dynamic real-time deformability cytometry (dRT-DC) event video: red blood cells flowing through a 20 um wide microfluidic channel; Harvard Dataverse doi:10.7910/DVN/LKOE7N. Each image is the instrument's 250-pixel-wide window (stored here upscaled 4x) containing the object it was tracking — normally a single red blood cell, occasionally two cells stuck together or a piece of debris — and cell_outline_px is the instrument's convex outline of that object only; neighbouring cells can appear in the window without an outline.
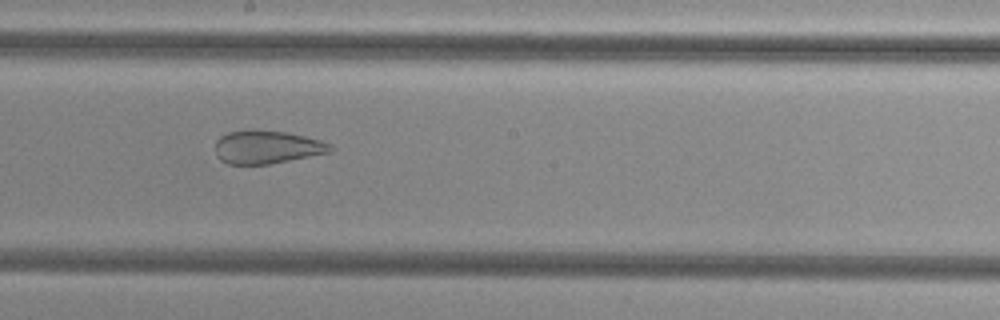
{"species": "common noctule bat (a hibernating species)", "species_latin": "Nyctalus noctula", "temperature_condition": "cold", "stored_images_in_passage": 55, "segment_of_instrument_passage": [2, 2], "camera_frame_rate_fps": 3000, "um_per_image_px": 0.085, "animal": {"sex": "female", "body_mass_g": 29.2, "forearm_length_mm": 56.3}, "frame": {"image": 1, "passage_image": 31, "time_ms": 10.0, "image_size_px": [1000, 320], "cell_outline_px": [[332, 148], [328, 152], [268, 164], [228, 164], [220, 160], [216, 156], [216, 140], [220, 136], [228, 132], [248, 128], [256, 128], [288, 132], [320, 140], [332, 144]], "centroid_in_image_um": [22.62, 12.47], "position_along_channel_um": 225.6, "area_um2": 22.43}}
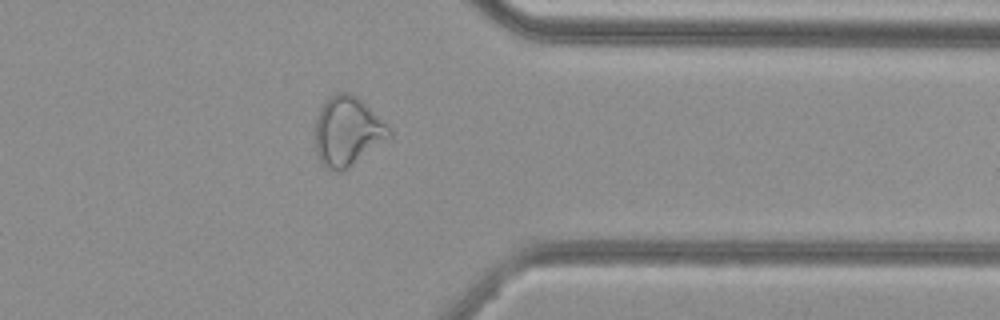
{"frame": {"image": 2, "passage_image": 44, "time_ms": 14.333, "image_size_px": [1000, 320], "cell_outline_px": [[392, 136], [344, 172], [336, 172], [324, 168], [320, 164], [316, 156], [316, 116], [320, 108], [328, 96], [336, 92], [348, 92], [356, 96], [392, 132]], "centroid_in_image_um": [29.48, 11.22], "position_along_channel_um": 381.9, "area_um2": 29.88}}
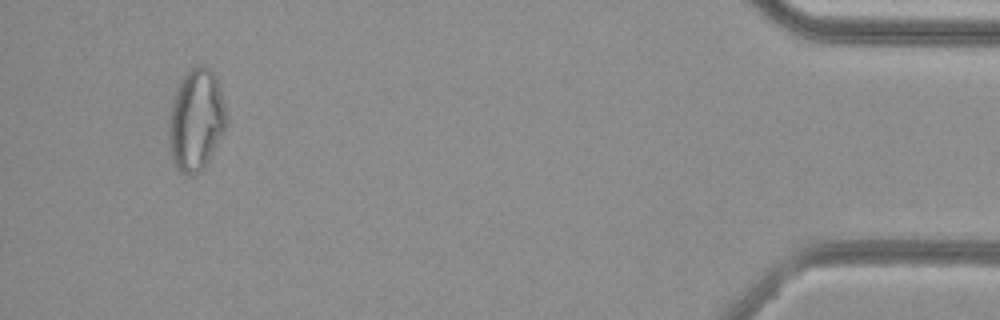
{"frame": {"image": 3, "passage_image": 52, "time_ms": 17.0, "image_size_px": [1000, 320], "cell_outline_px": [[228, 120], [224, 132], [204, 168], [200, 172], [192, 176], [188, 176], [180, 172], [176, 168], [172, 160], [168, 144], [168, 120], [172, 100], [176, 88], [184, 72], [196, 64], [204, 64], [212, 68], [216, 72], [224, 100], [228, 116]], "centroid_in_image_um": [16.67, 10.15], "position_along_channel_um": 418.5, "area_um2": 35.43}}